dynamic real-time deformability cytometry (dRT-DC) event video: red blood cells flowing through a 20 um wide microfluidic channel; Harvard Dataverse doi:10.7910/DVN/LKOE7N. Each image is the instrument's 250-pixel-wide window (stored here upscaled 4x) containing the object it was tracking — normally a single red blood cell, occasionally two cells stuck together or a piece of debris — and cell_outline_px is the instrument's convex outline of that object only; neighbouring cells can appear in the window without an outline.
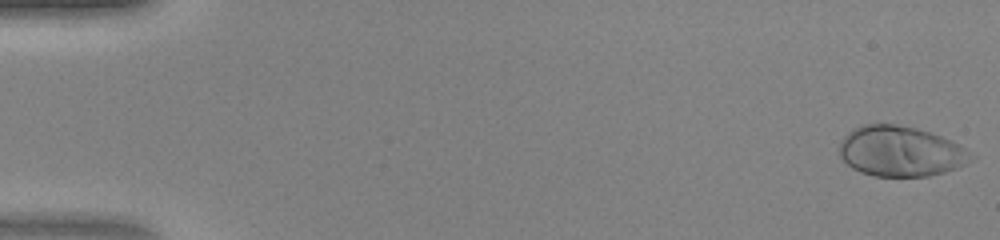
{"species": "human", "species_latin": "Homo sapiens", "temperature_condition": "warm", "stored_images_in_passage": 47, "camera_frame_rate_fps": 3000, "um_per_image_px": 0.085, "donor": {"sex": "female"}, "frame": {"image": 1, "passage_image": 1, "time_ms": 0.0, "image_size_px": [1000, 240], "cell_outline_px": [[976, 160], [956, 168], [944, 172], [928, 176], [872, 176], [860, 172], [852, 168], [840, 156], [840, 140], [852, 128], [864, 124], [896, 124], [916, 128], [932, 132], [952, 140], [960, 144], [976, 156]], "centroid_in_image_um": [76.59, 12.86], "position_along_channel_um": 8.4, "area_um2": 39.07}}
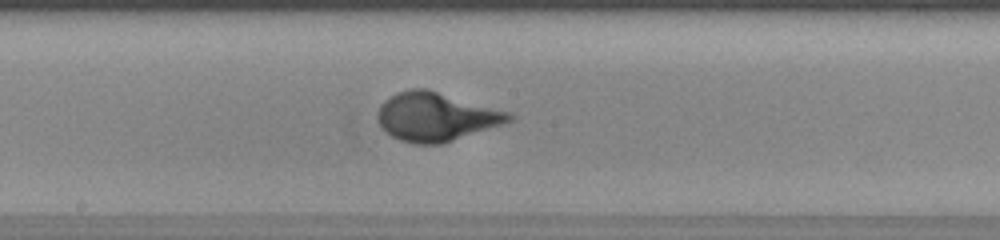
{"frame": {"image": 2, "passage_image": 26, "time_ms": 8.333, "image_size_px": [1000, 240], "cell_outline_px": [[516, 120], [444, 144], [412, 144], [400, 140], [392, 136], [380, 124], [380, 104], [384, 100], [396, 92], [412, 88], [424, 88], [512, 112], [516, 116]], "centroid_in_image_um": [37.15, 9.93], "position_along_channel_um": 211.0, "area_um2": 37.34}}
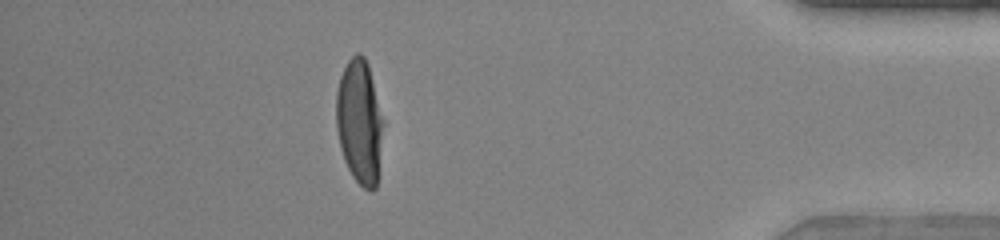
{"frame": {"image": 3, "passage_image": 42, "time_ms": 13.667, "image_size_px": [1000, 240], "cell_outline_px": [[384, 124], [376, 188], [372, 192], [364, 188], [352, 176], [344, 160], [340, 148], [336, 128], [336, 92], [340, 76], [348, 60], [356, 52], [360, 52], [364, 56], [368, 64], [384, 120]], "centroid_in_image_um": [30.56, 10.34], "position_along_channel_um": 404.6, "area_um2": 34.39}}